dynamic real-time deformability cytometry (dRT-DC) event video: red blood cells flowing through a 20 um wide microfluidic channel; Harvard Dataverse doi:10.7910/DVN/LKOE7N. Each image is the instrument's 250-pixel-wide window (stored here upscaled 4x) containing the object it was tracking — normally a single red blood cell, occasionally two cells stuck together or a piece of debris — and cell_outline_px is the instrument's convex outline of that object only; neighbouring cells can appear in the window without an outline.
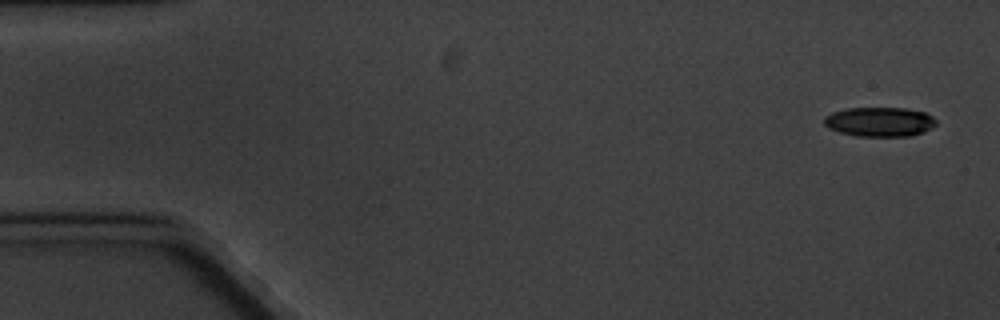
{"species": "common noctule bat (a hibernating species)", "species_latin": "Nyctalus noctula", "temperature_condition": "cold", "stored_images_in_passage": 4, "camera_frame_rate_fps": 3000, "um_per_image_px": 0.085, "animal": {"sex": "male", "body_mass_g": 20.1, "forearm_length_mm": 53.5}, "frame": {"image": 1, "passage_image": 1, "time_ms": 0.0, "image_size_px": [1000, 320], "cell_outline_px": [[936, 124], [932, 128], [924, 132], [912, 136], [856, 136], [840, 132], [828, 128], [824, 124], [824, 116], [832, 112], [848, 108], [904, 108], [924, 112], [932, 116], [936, 120]], "centroid_in_image_um": [74.77, 10.36], "position_along_channel_um": 10.2, "area_um2": 19.31}}